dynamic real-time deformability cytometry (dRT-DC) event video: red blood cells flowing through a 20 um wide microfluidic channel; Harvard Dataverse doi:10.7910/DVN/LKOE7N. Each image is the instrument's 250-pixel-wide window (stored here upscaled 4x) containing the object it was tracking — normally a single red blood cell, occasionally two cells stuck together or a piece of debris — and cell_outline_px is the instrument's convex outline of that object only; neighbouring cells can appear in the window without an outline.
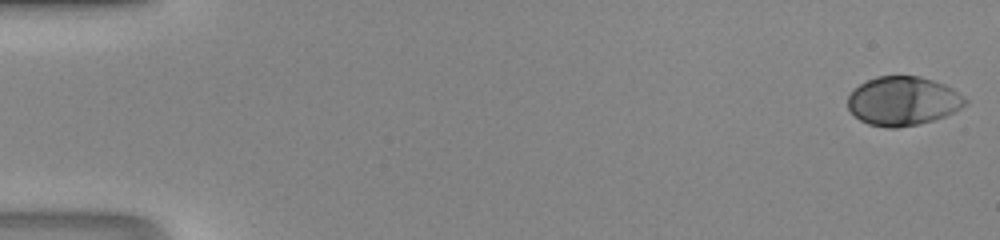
{"species": "human", "species_latin": "Homo sapiens", "temperature_condition": "room temperature", "stored_images_in_passage": 48, "camera_frame_rate_fps": 3000, "um_per_image_px": 0.085, "donor": {"sex": "male"}, "frame": {"image": 1, "passage_image": 1, "time_ms": 0.0, "image_size_px": [1000, 240], "cell_outline_px": [[968, 104], [944, 116], [932, 120], [916, 124], [896, 128], [888, 128], [868, 124], [860, 120], [848, 108], [848, 96], [860, 84], [876, 76], [920, 76], [944, 84], [952, 88], [964, 96], [968, 100]], "centroid_in_image_um": [76.76, 8.58], "position_along_channel_um": 8.2, "area_um2": 33.29}}
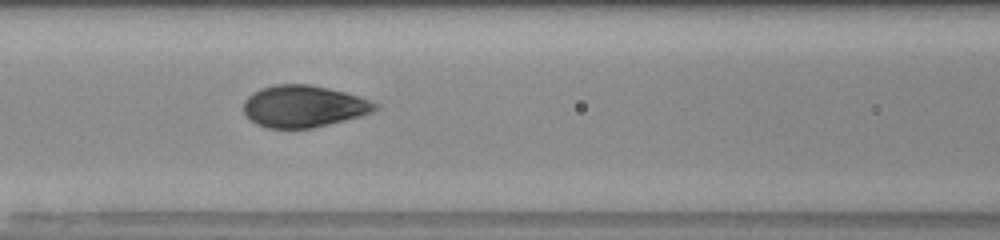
{"frame": {"image": 2, "passage_image": 22, "time_ms": 7.0, "image_size_px": [1000, 240], "cell_outline_px": [[380, 108], [372, 112], [360, 116], [312, 128], [268, 128], [256, 124], [244, 112], [244, 100], [252, 92], [260, 88], [276, 84], [308, 84], [328, 88], [360, 96], [380, 104]], "centroid_in_image_um": [25.82, 9.03], "position_along_channel_um": 140.8, "area_um2": 32.14}}
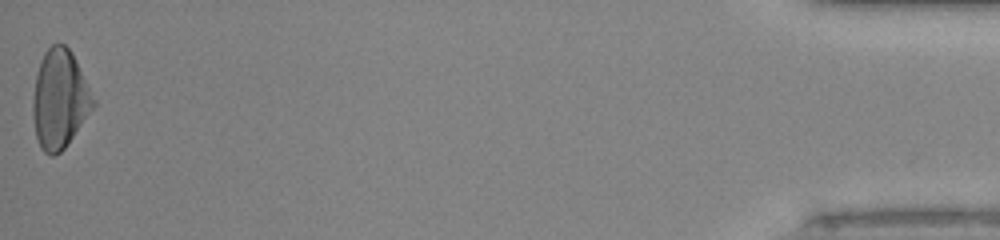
{"frame": {"image": 3, "passage_image": 48, "time_ms": 15.667, "image_size_px": [1000, 240], "cell_outline_px": [[96, 104], [64, 148], [60, 152], [52, 156], [44, 152], [40, 148], [36, 136], [32, 116], [32, 100], [36, 72], [40, 60], [44, 52], [52, 44], [64, 44], [72, 52], [96, 100]], "centroid_in_image_um": [5.05, 8.42], "position_along_channel_um": 430.1, "area_um2": 34.8}}